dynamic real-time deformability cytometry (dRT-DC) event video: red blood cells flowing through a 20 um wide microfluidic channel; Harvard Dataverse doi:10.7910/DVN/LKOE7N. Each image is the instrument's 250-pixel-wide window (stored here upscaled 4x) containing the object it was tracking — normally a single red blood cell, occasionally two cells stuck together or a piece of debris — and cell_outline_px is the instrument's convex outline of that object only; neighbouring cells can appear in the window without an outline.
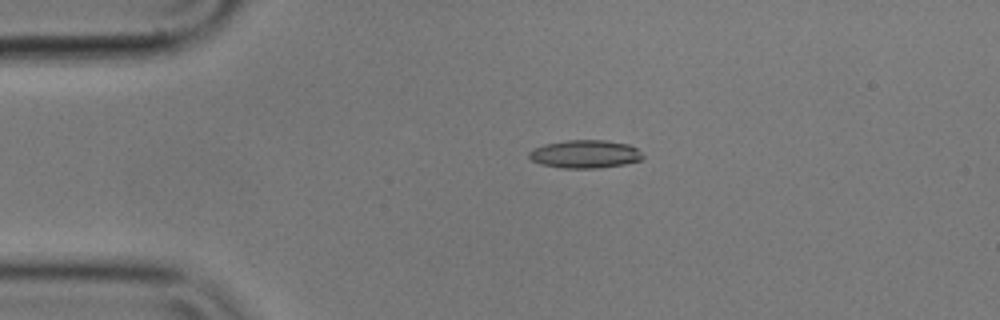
{"species": "common noctule bat (a hibernating species)", "species_latin": "Nyctalus noctula", "temperature_condition": "cold", "stored_images_in_passage": 5, "camera_frame_rate_fps": 3000, "um_per_image_px": 0.085, "animal": {"sex": "male", "body_mass_g": 17.9}, "frame": {"image": 1, "passage_image": 3, "time_ms": 0.667, "image_size_px": [1000, 320], "cell_outline_px": [[644, 156], [640, 160], [624, 164], [600, 168], [560, 168], [540, 164], [532, 160], [528, 156], [528, 152], [532, 148], [544, 144], [568, 140], [604, 140], [628, 144], [636, 148]], "centroid_in_image_um": [49.69, 13.1], "position_along_channel_um": 35.3, "area_um2": 18.67}}